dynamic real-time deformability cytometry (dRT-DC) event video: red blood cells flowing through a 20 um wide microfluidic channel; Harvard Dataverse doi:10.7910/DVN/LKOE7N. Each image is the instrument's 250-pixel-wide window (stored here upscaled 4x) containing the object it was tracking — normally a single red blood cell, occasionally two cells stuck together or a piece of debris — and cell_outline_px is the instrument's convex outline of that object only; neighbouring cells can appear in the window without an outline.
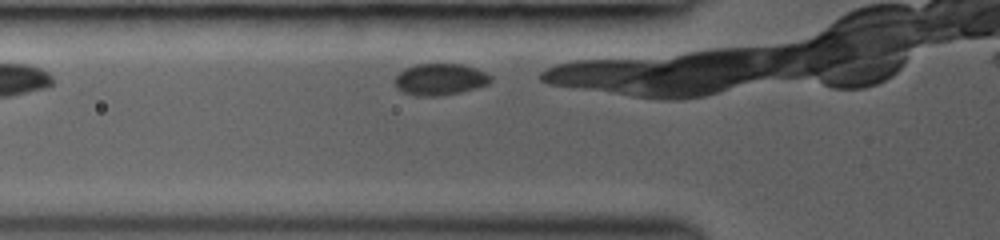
{"species": "common noctule bat (a hibernating species)", "species_latin": "Nyctalus noctula", "temperature_condition": "room temperature", "stored_images_in_passage": 6, "camera_frame_rate_fps": 3000, "um_per_image_px": 0.085, "animal": {"sex": "female", "body_mass_g": 19.0, "forearm_length_mm": 53.3}, "frame": {"image": 1, "passage_image": 2, "time_ms": 0.333, "image_size_px": [1000, 240], "cell_outline_px": [[492, 80], [488, 84], [476, 88], [460, 92], [440, 96], [416, 96], [404, 92], [396, 88], [392, 80], [404, 68], [416, 64], [464, 64], [476, 68], [492, 76]], "centroid_in_image_um": [37.38, 6.74], "position_along_channel_um": 88.4, "area_um2": 17.86}}